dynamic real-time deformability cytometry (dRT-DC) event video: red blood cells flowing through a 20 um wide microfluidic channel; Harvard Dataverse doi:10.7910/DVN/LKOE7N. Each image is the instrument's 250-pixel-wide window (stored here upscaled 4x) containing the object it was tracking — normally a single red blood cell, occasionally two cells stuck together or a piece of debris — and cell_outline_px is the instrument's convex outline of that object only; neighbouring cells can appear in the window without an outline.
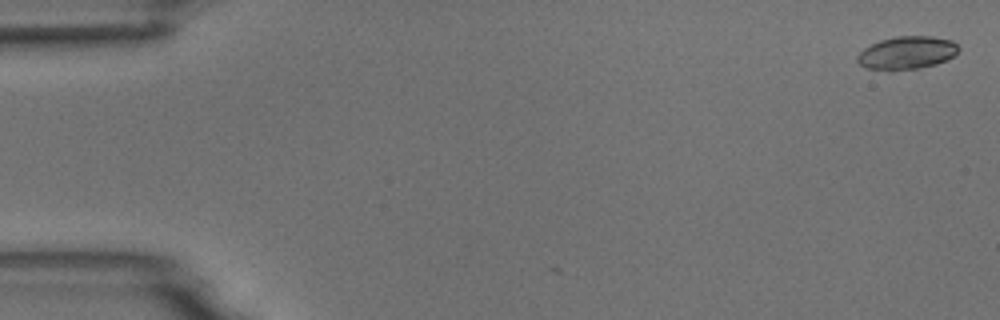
{"species": "common noctule bat (a hibernating species)", "species_latin": "Nyctalus noctula", "temperature_condition": "room temperature", "stored_images_in_passage": 2, "camera_frame_rate_fps": 3000, "um_per_image_px": 0.085, "animal": {"sex": "male", "body_mass_g": 18.8}, "frame": {"image": 1, "passage_image": 2, "time_ms": 0.333, "image_size_px": [1000, 320], "cell_outline_px": [[960, 48], [952, 56], [936, 64], [920, 68], [892, 72], [888, 72], [868, 68], [860, 64], [856, 60], [856, 56], [864, 48], [880, 40], [896, 36], [932, 36], [952, 40]], "centroid_in_image_um": [77.04, 4.51], "position_along_channel_um": 8.0, "area_um2": 19.65}}